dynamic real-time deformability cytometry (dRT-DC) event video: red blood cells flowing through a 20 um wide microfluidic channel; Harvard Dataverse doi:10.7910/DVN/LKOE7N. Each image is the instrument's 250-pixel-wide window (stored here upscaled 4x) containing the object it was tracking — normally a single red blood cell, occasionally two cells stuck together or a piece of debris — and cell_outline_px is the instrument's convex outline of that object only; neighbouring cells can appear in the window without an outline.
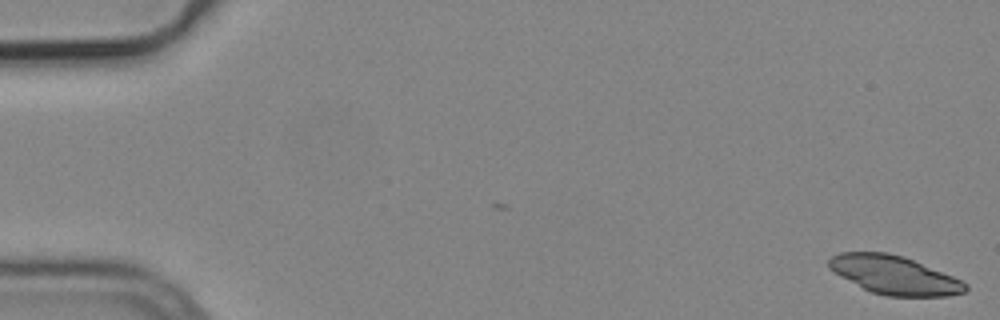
{"species": "common noctule bat (a hibernating species)", "species_latin": "Nyctalus noctula", "temperature_condition": "cold", "stored_images_in_passage": 6, "camera_frame_rate_fps": 3000, "um_per_image_px": 0.085, "animal": {"sex": "male", "body_mass_g": 19.2, "forearm_length_mm": 51.8}, "frame": {"image": 1, "passage_image": 1, "time_ms": 0.0, "image_size_px": [1000, 320], "cell_outline_px": [[968, 288], [964, 292], [948, 296], [884, 296], [872, 292], [840, 276], [828, 268], [828, 260], [832, 256], [840, 252], [888, 252], [904, 256], [952, 276], [968, 284]], "centroid_in_image_um": [76.0, 23.37], "position_along_channel_um": 9.0, "area_um2": 30.46}}